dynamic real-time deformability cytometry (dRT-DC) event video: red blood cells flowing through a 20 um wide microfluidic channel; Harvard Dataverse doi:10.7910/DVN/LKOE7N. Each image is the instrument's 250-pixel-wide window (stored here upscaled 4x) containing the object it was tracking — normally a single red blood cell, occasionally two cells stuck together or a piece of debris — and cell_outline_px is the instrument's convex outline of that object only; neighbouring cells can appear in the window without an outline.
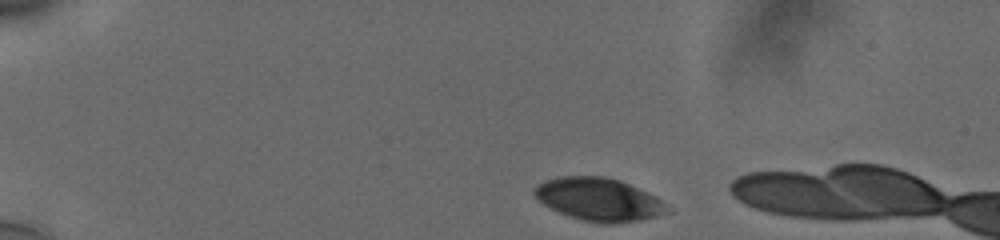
{"species": "human", "species_latin": "Homo sapiens", "temperature_condition": "cold", "stored_images_in_passage": 8, "camera_frame_rate_fps": 3000, "um_per_image_px": 0.085, "donor": {"sex": "male"}, "frame": {"image": 1, "passage_image": 1, "time_ms": 0.0, "image_size_px": [1000, 240], "cell_outline_px": [[664, 212], [656, 216], [640, 220], [612, 224], [596, 224], [580, 220], [568, 216], [544, 204], [532, 192], [532, 188], [536, 184], [560, 176], [604, 176], [620, 180], [656, 196], [664, 204]], "centroid_in_image_um": [50.84, 16.95], "position_along_channel_um": 34.2, "area_um2": 32.95}}